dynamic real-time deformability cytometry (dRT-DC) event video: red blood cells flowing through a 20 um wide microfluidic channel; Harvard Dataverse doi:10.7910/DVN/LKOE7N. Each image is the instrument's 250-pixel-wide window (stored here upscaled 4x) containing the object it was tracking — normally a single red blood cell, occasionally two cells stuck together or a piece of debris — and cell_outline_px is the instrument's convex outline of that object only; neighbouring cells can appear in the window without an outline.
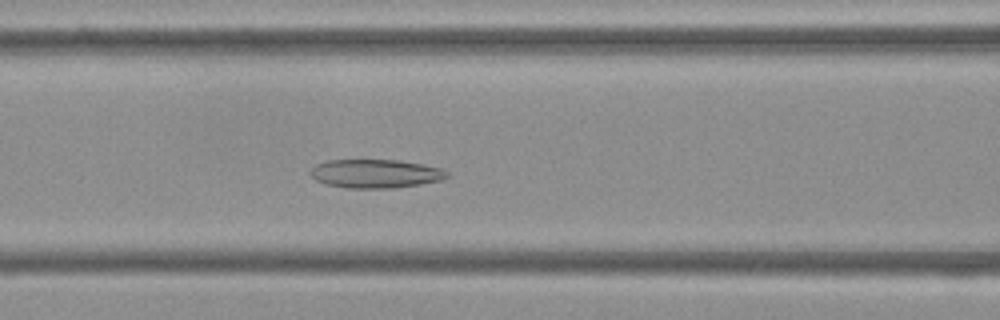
{"species": "Egyptian fruit bat (a non-hibernating species)", "species_latin": "Rousettus aegyptiacus", "temperature_condition": "cold", "stored_images_in_passage": 49, "camera_frame_rate_fps": 3000, "um_per_image_px": 0.085, "frame": {"image": 1, "passage_image": 17, "time_ms": 5.333, "image_size_px": [1000, 320], "cell_outline_px": [[448, 176], [444, 180], [420, 184], [392, 188], [348, 188], [328, 184], [316, 180], [308, 172], [316, 164], [328, 160], [400, 160], [440, 168], [448, 172]], "centroid_in_image_um": [31.92, 14.76], "position_along_channel_um": 134.7, "area_um2": 22.72}}
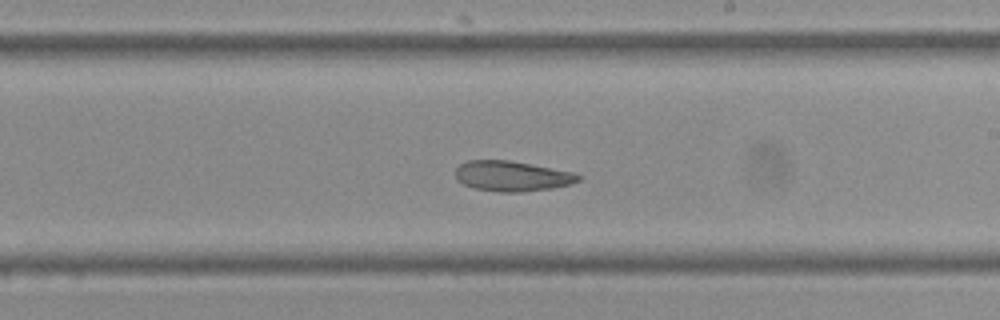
{"frame": {"image": 2, "passage_image": 26, "time_ms": 8.333, "image_size_px": [1000, 320], "cell_outline_px": [[580, 180], [572, 184], [552, 188], [524, 192], [500, 192], [476, 188], [464, 184], [456, 176], [456, 168], [460, 164], [468, 160], [508, 160], [572, 172], [580, 176]], "centroid_in_image_um": [43.53, 14.97], "position_along_channel_um": 245.5, "area_um2": 21.39}}
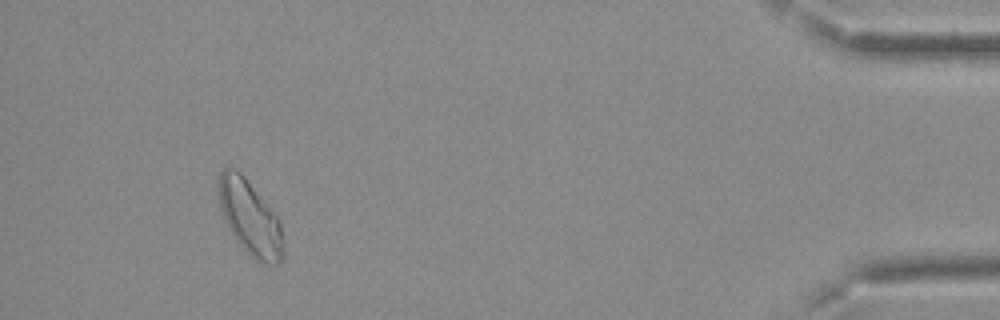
{"frame": {"image": 3, "passage_image": 45, "time_ms": 14.667, "image_size_px": [1000, 320], "cell_outline_px": [[284, 256], [276, 264], [268, 264], [256, 260], [248, 256], [236, 240], [228, 228], [224, 220], [220, 208], [216, 184], [220, 172], [224, 168], [236, 168], [244, 176], [280, 220], [284, 240]], "centroid_in_image_um": [21.23, 18.52], "position_along_channel_um": 414.0, "area_um2": 28.55}, "authors_computed_cell_mechanics": {"area_um2": 24.0448, "velocity_mm_per_s": 3.7071, "shape_relaxation_time_tau1_ms": null, "shape_relaxation_time_tau2_ms": 9.2596, "deformation_change_tau1": null, "deformation_change_tau2": 0.1567}}